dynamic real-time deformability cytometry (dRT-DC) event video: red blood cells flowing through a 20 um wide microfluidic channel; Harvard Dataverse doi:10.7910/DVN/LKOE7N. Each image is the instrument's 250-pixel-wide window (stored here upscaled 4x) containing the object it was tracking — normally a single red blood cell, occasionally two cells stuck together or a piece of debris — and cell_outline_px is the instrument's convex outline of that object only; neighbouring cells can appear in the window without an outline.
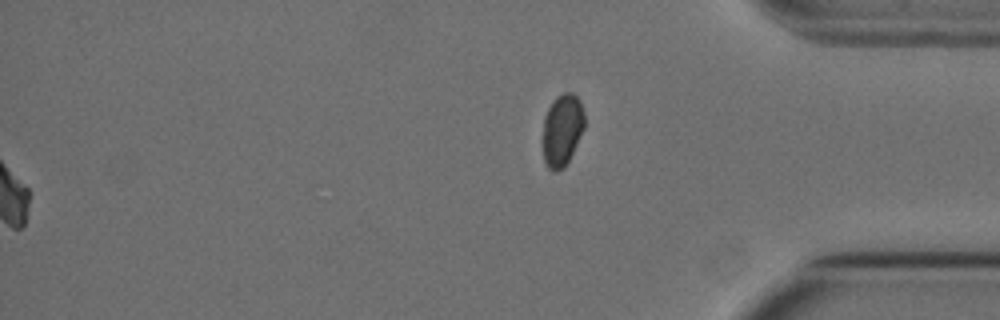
{"species": "Egyptian fruit bat (a non-hibernating species)", "species_latin": "Rousettus aegyptiacus", "temperature_condition": "cold", "stored_images_in_passage": 55, "segment_of_instrument_passage": [2, 2], "camera_frame_rate_fps": 3000, "um_per_image_px": 0.085, "animal": {"sex": "female"}, "frame": {"image": 1, "passage_image": 55, "time_ms": 18.0, "image_size_px": [1000, 320], "cell_outline_px": [[584, 128], [564, 168], [556, 172], [552, 172], [548, 168], [544, 160], [544, 116], [552, 100], [556, 96], [564, 92], [572, 92], [580, 100], [584, 112]], "centroid_in_image_um": [47.79, 11.02], "position_along_channel_um": 387.4, "area_um2": 17.4}}